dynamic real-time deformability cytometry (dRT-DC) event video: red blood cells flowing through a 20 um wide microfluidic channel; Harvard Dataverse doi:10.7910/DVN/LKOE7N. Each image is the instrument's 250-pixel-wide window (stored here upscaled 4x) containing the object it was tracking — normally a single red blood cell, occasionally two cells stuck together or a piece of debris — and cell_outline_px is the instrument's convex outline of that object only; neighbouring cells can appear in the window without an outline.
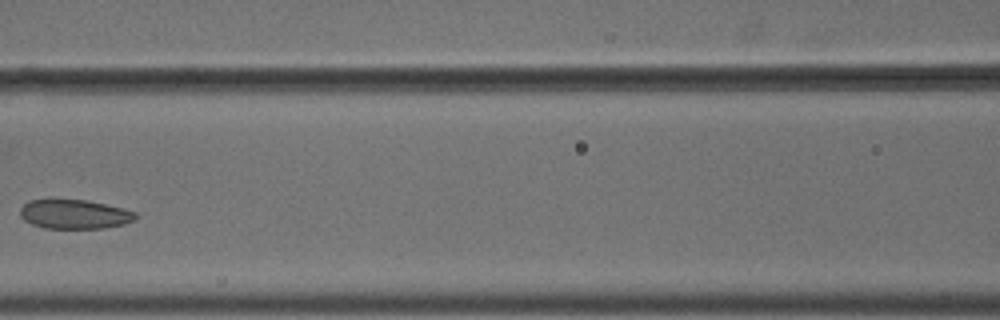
{"species": "common noctule bat (a hibernating species)", "species_latin": "Nyctalus noctula", "temperature_condition": "cold", "stored_images_in_passage": 5, "camera_frame_rate_fps": 3000, "um_per_image_px": 0.085, "animal": {"sex": "male", "body_mass_g": 18.8}, "frame": {"image": 1, "passage_image": 4, "time_ms": 1.0, "image_size_px": [1000, 320], "cell_outline_px": [[140, 216], [136, 220], [124, 224], [104, 228], [44, 228], [32, 224], [24, 220], [20, 216], [20, 208], [28, 200], [48, 196], [52, 196], [88, 200], [136, 212]], "centroid_in_image_um": [6.27, 18.15], "position_along_channel_um": 160.3, "area_um2": 20.58}}
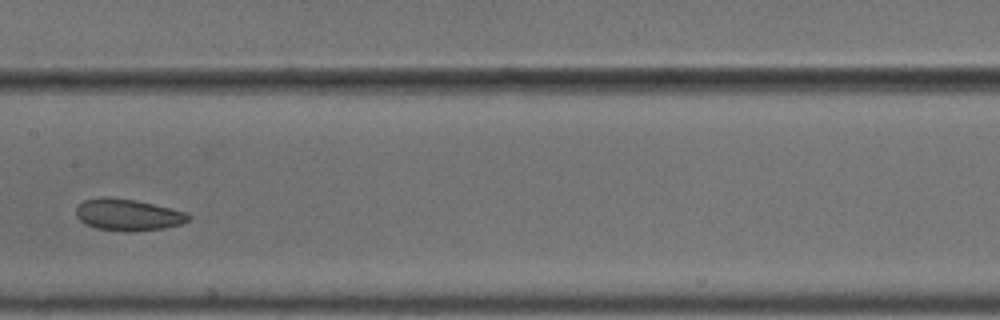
{"frame": {"image": 2, "passage_image": 5, "time_ms": 1.333, "image_size_px": [1000, 320], "cell_outline_px": [[192, 216], [188, 220], [180, 224], [164, 228], [128, 232], [124, 232], [96, 228], [84, 224], [76, 216], [76, 208], [84, 200], [104, 196], [136, 200], [188, 212]], "centroid_in_image_um": [10.87, 18.26], "position_along_channel_um": 196.5, "area_um2": 20.87}}